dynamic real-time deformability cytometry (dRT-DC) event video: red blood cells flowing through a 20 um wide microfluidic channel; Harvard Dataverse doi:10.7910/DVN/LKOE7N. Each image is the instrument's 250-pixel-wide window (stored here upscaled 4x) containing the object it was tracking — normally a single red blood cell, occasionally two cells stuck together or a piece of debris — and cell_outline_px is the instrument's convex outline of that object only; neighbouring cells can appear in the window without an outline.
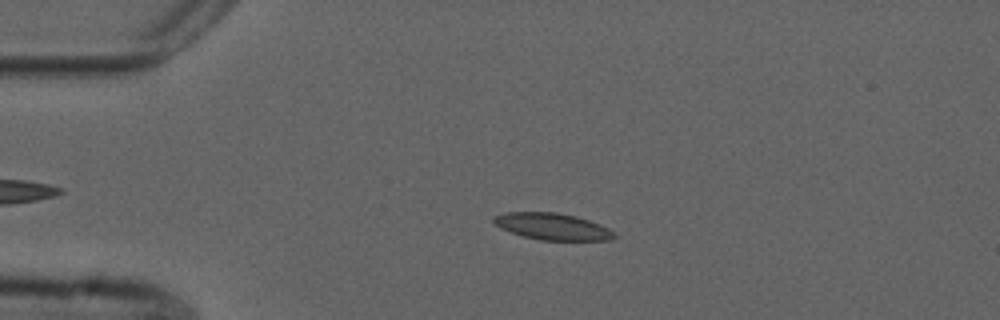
{"species": "common noctule bat (a hibernating species)", "species_latin": "Nyctalus noctula", "temperature_condition": "cold", "stored_images_in_passage": 49, "camera_frame_rate_fps": 3000, "um_per_image_px": 0.085, "animal": {"sex": "male", "forearm_length_mm": 52.5}, "frame": {"image": 1, "passage_image": 12, "time_ms": 3.667, "image_size_px": [1000, 320], "cell_outline_px": [[616, 236], [612, 240], [540, 240], [524, 236], [500, 228], [492, 220], [496, 216], [504, 212], [556, 212], [576, 216], [588, 220], [608, 228], [616, 232]], "centroid_in_image_um": [46.98, 19.25], "position_along_channel_um": 38.0, "area_um2": 18.61}}
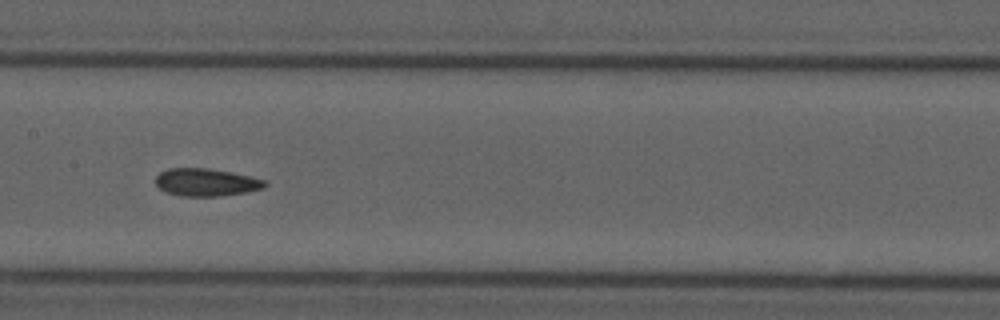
{"frame": {"image": 2, "passage_image": 27, "time_ms": 8.667, "image_size_px": [1000, 320], "cell_outline_px": [[268, 184], [264, 188], [244, 192], [220, 196], [180, 196], [168, 192], [160, 188], [156, 184], [156, 176], [160, 172], [168, 168], [208, 168], [232, 172], [268, 180]], "centroid_in_image_um": [17.56, 15.48], "position_along_channel_um": 189.8, "area_um2": 17.63}}
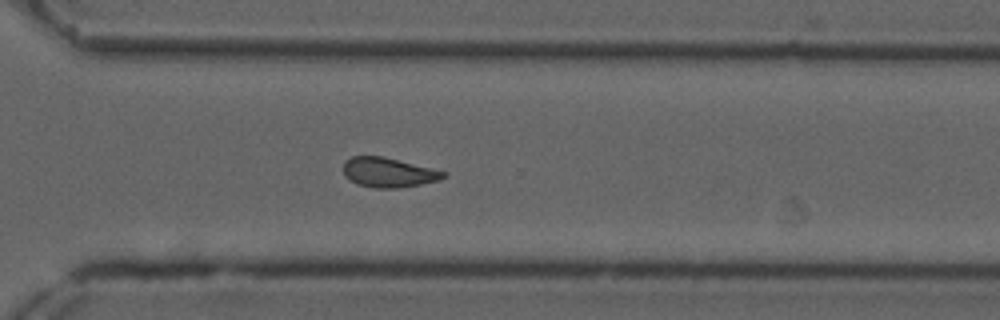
{"frame": {"image": 3, "passage_image": 39, "time_ms": 12.667, "image_size_px": [1000, 320], "cell_outline_px": [[448, 176], [440, 180], [400, 188], [376, 188], [356, 184], [348, 180], [344, 176], [344, 160], [352, 156], [384, 156], [448, 172]], "centroid_in_image_um": [33.02, 14.66], "position_along_channel_um": 337.6, "area_um2": 17.57}, "authors_computed_cell_mechanics": {"area_um2": 17.8602, "velocity_mm_per_s": 3.704, "shape_relaxation_time_tau1_ms": null, "shape_relaxation_time_tau2_ms": 3.4051, "deformation_change_tau1": null, "deformation_change_tau2": 0.0948}}